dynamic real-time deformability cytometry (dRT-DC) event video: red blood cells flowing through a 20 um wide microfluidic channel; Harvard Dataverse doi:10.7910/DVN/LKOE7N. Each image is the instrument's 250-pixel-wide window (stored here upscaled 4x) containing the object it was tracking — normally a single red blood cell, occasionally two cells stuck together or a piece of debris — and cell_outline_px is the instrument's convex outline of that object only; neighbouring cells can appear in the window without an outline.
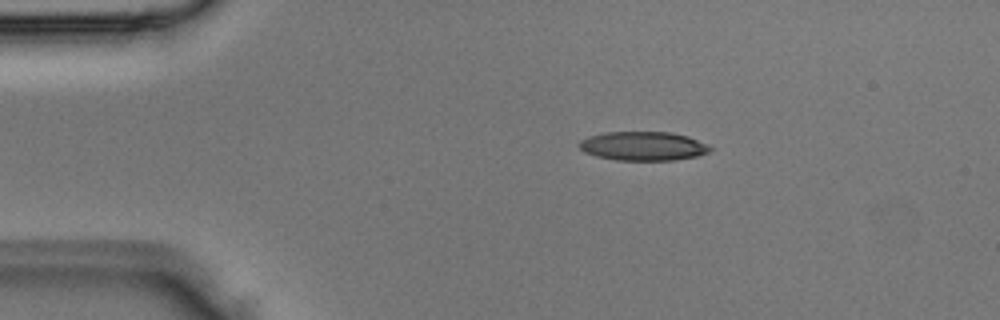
{"species": "Egyptian fruit bat (a non-hibernating species)", "species_latin": "Rousettus aegyptiacus", "temperature_condition": "room temperature", "stored_images_in_passage": 2, "camera_frame_rate_fps": 3000, "um_per_image_px": 0.085, "animal": {"sex": "male"}, "frame": {"image": 1, "passage_image": 1, "time_ms": 0.0, "image_size_px": [1000, 320], "cell_outline_px": [[712, 148], [708, 152], [700, 156], [672, 160], [616, 160], [596, 156], [584, 152], [576, 144], [580, 140], [588, 136], [604, 132], [672, 132], [688, 136], [708, 144]], "centroid_in_image_um": [54.66, 12.41], "position_along_channel_um": 30.3, "area_um2": 22.31}}